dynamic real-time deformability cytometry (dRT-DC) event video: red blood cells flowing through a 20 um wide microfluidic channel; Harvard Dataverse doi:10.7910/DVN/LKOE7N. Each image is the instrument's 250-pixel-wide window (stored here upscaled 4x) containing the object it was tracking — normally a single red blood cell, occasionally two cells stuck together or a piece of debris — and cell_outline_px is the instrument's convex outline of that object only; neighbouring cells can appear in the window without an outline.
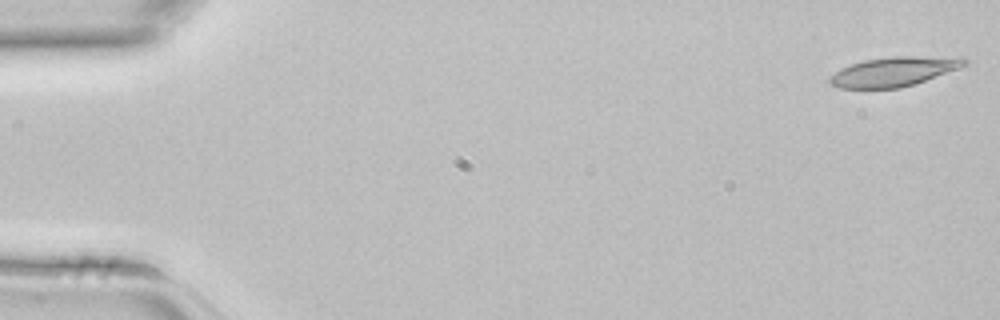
{"species": "common noctule bat (a hibernating species)", "species_latin": "Nyctalus noctula", "temperature_condition": "room temperature", "stored_images_in_passage": 5, "segment_of_instrument_passage": [1, 2], "camera_frame_rate_fps": 3000, "um_per_image_px": 0.085, "animal": {"sex": "female", "body_mass_g": 22.7, "forearm_length_mm": 54.2}, "frame": {"image": 1, "passage_image": 1, "time_ms": 0.0, "image_size_px": [1000, 320], "cell_outline_px": [[968, 64], [960, 68], [916, 84], [900, 88], [840, 88], [828, 84], [828, 76], [840, 68], [864, 60], [892, 56], [964, 56], [968, 60]], "centroid_in_image_um": [76.03, 6.07], "position_along_channel_um": 9.0, "area_um2": 23.64}}
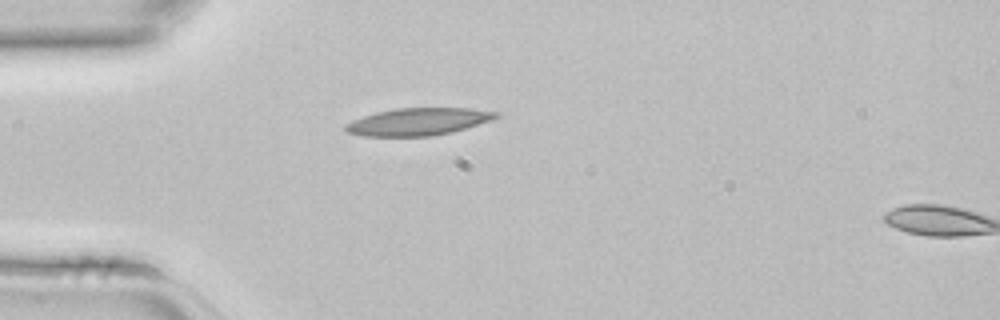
{"frame": {"image": 2, "passage_image": 4, "time_ms": 1.0, "image_size_px": [1000, 320], "cell_outline_px": [[500, 116], [492, 120], [452, 132], [432, 136], [364, 136], [348, 132], [344, 128], [344, 124], [352, 120], [376, 112], [396, 108], [468, 108], [500, 112]], "centroid_in_image_um": [35.56, 10.34], "position_along_channel_um": 49.4, "area_um2": 23.99}}